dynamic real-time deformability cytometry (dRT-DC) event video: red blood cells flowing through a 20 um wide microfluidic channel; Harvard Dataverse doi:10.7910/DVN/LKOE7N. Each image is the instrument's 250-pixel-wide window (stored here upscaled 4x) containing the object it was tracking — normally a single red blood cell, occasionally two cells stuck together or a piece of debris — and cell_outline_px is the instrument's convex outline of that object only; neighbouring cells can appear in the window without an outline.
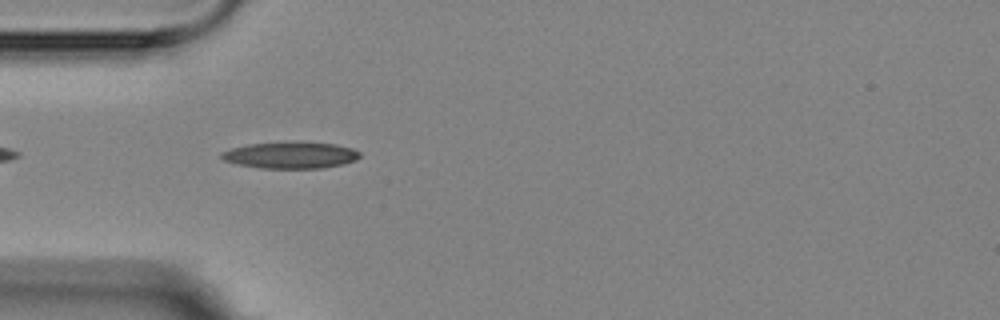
{"species": "Egyptian fruit bat (a non-hibernating species)", "species_latin": "Rousettus aegyptiacus", "temperature_condition": "room temperature", "stored_images_in_passage": 5, "camera_frame_rate_fps": 3000, "um_per_image_px": 0.085, "animal": {"sex": "female"}, "frame": {"image": 1, "passage_image": 4, "time_ms": 3.667, "image_size_px": [1000, 320], "cell_outline_px": [[360, 156], [356, 160], [344, 164], [320, 168], [260, 168], [240, 164], [224, 160], [220, 156], [220, 152], [232, 148], [248, 144], [336, 144], [352, 148], [360, 152]], "centroid_in_image_um": [24.71, 13.22], "position_along_channel_um": 60.3, "area_um2": 20.52}}
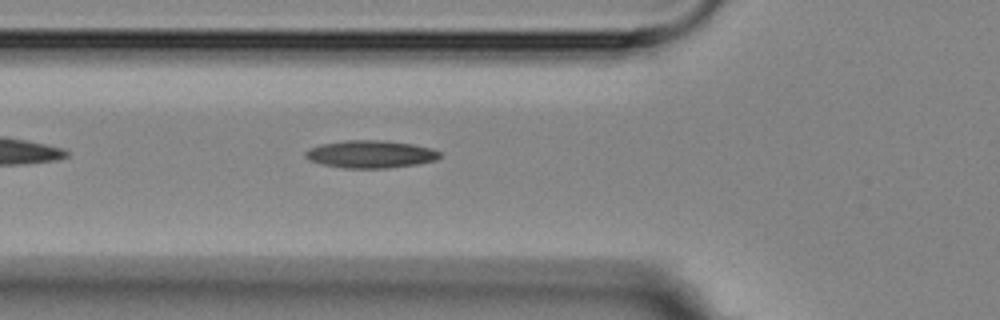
{"frame": {"image": 2, "passage_image": 5, "time_ms": 4.667, "image_size_px": [1000, 320], "cell_outline_px": [[440, 156], [436, 160], [416, 164], [384, 168], [344, 168], [320, 164], [308, 160], [304, 156], [304, 152], [308, 148], [320, 144], [344, 140], [384, 140], [412, 144], [432, 148], [440, 152]], "centroid_in_image_um": [31.44, 13.1], "position_along_channel_um": 94.4, "area_um2": 21.73}}